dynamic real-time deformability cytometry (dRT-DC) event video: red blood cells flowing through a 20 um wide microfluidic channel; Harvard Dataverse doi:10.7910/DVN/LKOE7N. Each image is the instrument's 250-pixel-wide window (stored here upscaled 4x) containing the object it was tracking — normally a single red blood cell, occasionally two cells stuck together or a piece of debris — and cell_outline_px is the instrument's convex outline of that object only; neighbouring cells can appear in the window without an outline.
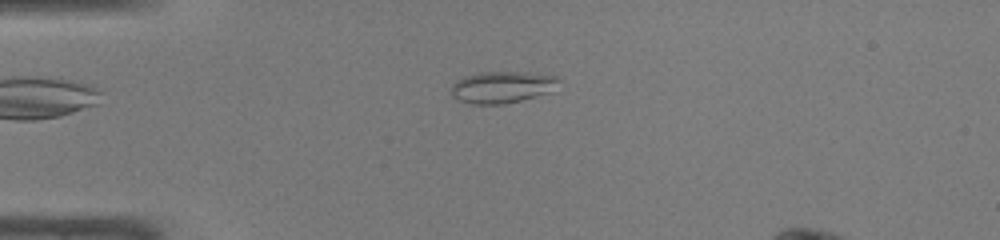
{"species": "common noctule bat (a hibernating species)", "species_latin": "Nyctalus noctula", "temperature_condition": "warm", "stored_images_in_passage": 35, "camera_frame_rate_fps": 3000, "um_per_image_px": 0.085, "animal": {"sex": "male", "body_mass_g": 19.0, "forearm_length_mm": 50.8}, "frame": {"image": 1, "passage_image": 1, "time_ms": 0.0, "image_size_px": [1000, 240], "cell_outline_px": [[560, 80], [552, 92], [504, 104], [472, 104], [460, 100], [452, 96], [452, 84], [456, 80], [464, 76], [480, 72], [528, 72], [556, 76]], "centroid_in_image_um": [42.69, 7.4], "position_along_channel_um": 42.3, "area_um2": 19.88}}
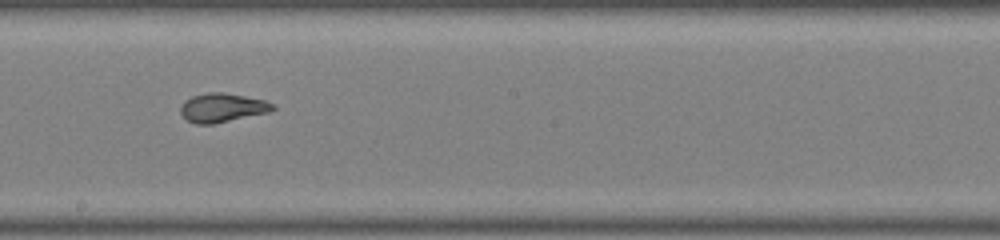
{"frame": {"image": 2, "passage_image": 16, "time_ms": 5.0, "image_size_px": [1000, 240], "cell_outline_px": [[276, 108], [268, 112], [212, 124], [196, 124], [188, 120], [180, 112], [180, 108], [184, 100], [192, 96], [208, 92], [224, 92], [264, 100], [272, 104]], "centroid_in_image_um": [18.86, 9.14], "position_along_channel_um": 229.3, "area_um2": 15.32}}
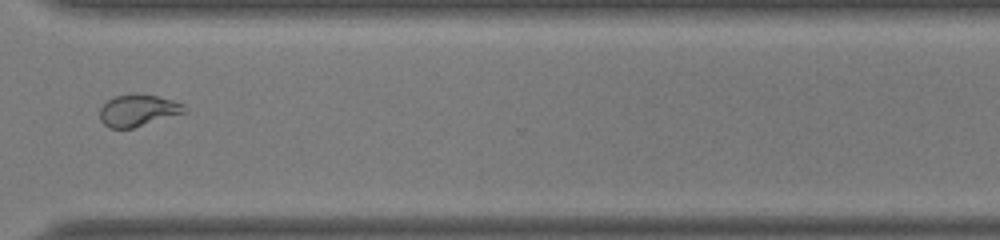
{"frame": {"image": 3, "passage_image": 25, "time_ms": 8.0, "image_size_px": [1000, 240], "cell_outline_px": [[188, 112], [132, 128], [108, 128], [100, 120], [100, 108], [112, 96], [156, 96], [172, 100], [184, 104], [188, 108]], "centroid_in_image_um": [11.76, 9.42], "position_along_channel_um": 358.8, "area_um2": 15.32}, "authors_computed_cell_mechanics": {"area_um2": 16.5308, "velocity_mm_per_s": 4.2867, "shape_relaxation_time_tau1_ms": null, "shape_relaxation_time_tau2_ms": 0.7368, "deformation_change_tau1": null, "deformation_change_tau2": 0.0663}}